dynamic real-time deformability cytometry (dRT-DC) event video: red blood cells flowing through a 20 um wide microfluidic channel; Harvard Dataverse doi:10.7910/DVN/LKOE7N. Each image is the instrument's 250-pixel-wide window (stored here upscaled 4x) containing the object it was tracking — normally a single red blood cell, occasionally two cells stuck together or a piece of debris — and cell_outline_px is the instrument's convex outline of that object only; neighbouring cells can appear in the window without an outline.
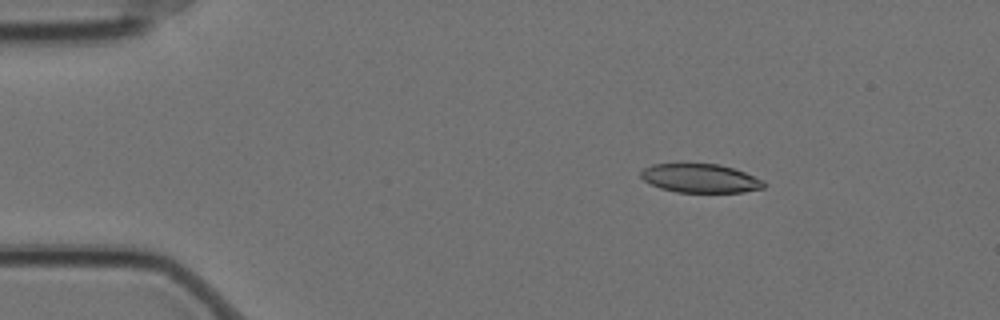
{"species": "Egyptian fruit bat (a non-hibernating species)", "species_latin": "Rousettus aegyptiacus", "temperature_condition": "cold", "stored_images_in_passage": 4, "camera_frame_rate_fps": 3000, "um_per_image_px": 0.085, "animal": {"sex": "female"}, "frame": {"image": 1, "passage_image": 1, "time_ms": 0.0, "image_size_px": [1000, 320], "cell_outline_px": [[768, 184], [764, 188], [744, 192], [676, 192], [660, 188], [644, 180], [640, 176], [640, 172], [644, 168], [652, 164], [720, 164], [744, 172], [764, 180]], "centroid_in_image_um": [59.56, 15.16], "position_along_channel_um": 25.4, "area_um2": 20.63}}
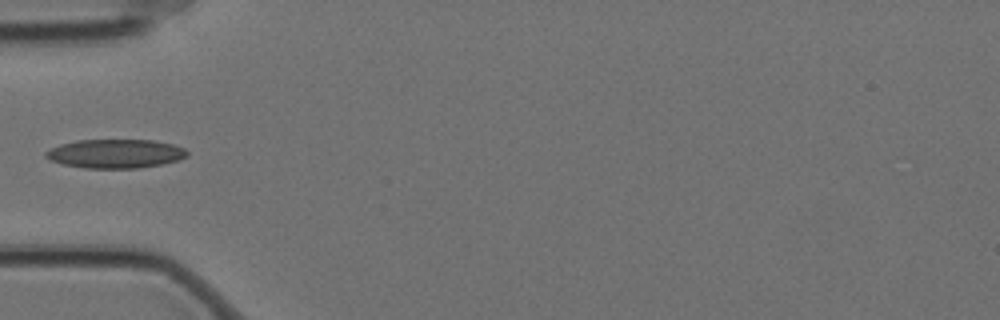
{"frame": {"image": 2, "passage_image": 4, "time_ms": 1.0, "image_size_px": [1000, 320], "cell_outline_px": [[188, 156], [176, 160], [160, 164], [140, 168], [84, 168], [64, 164], [48, 160], [44, 156], [44, 152], [48, 148], [60, 144], [76, 140], [152, 140], [172, 144], [184, 148], [188, 152]], "centroid_in_image_um": [9.75, 13.06], "position_along_channel_um": 75.3, "area_um2": 23.87}}